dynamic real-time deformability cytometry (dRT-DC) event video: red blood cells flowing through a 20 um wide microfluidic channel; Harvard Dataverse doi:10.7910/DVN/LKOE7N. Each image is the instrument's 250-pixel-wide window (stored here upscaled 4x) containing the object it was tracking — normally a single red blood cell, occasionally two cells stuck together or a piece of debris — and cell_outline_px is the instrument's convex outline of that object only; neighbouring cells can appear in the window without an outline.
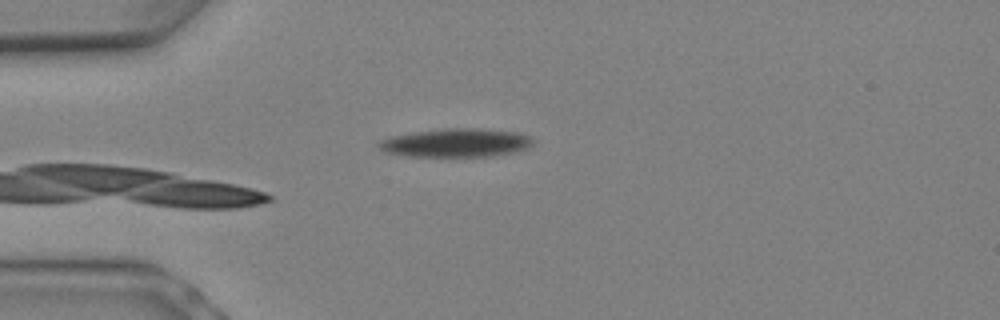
{"species": "Egyptian fruit bat (a non-hibernating species)", "species_latin": "Rousettus aegyptiacus", "temperature_condition": "warm", "stored_images_in_passage": 2, "camera_frame_rate_fps": 3000, "um_per_image_px": 0.085, "animal": {"sex": "female"}, "frame": {"image": 1, "passage_image": 2, "time_ms": 0.333, "image_size_px": [1000, 320], "cell_outline_px": [[536, 140], [528, 148], [516, 152], [492, 156], [408, 156], [384, 152], [376, 144], [380, 140], [388, 136], [412, 132], [440, 128], [476, 128], [516, 132], [532, 136]], "centroid_in_image_um": [38.77, 12.13], "position_along_channel_um": 46.2, "area_um2": 26.01}}